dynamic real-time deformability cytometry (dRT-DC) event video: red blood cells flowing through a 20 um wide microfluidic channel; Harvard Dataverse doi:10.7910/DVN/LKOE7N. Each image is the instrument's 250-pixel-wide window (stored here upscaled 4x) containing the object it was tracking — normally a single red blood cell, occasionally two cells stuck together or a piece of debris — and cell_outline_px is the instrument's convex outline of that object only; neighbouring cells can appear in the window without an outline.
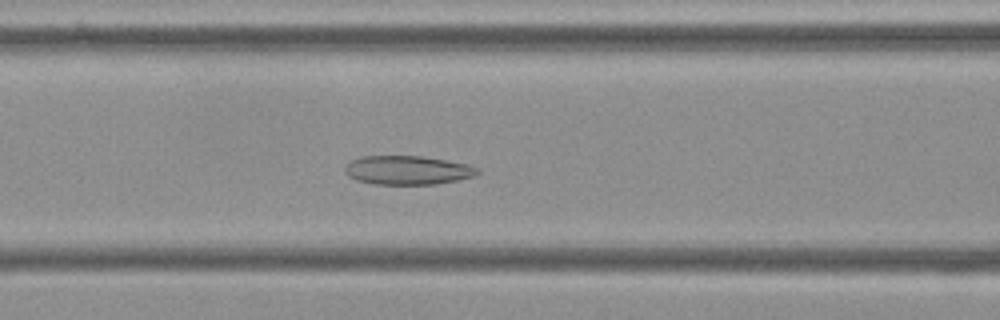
{"species": "Egyptian fruit bat (a non-hibernating species)", "species_latin": "Rousettus aegyptiacus", "temperature_condition": "cold", "stored_images_in_passage": 54, "camera_frame_rate_fps": 3000, "um_per_image_px": 0.085, "frame": {"image": 1, "passage_image": 21, "time_ms": 6.667, "image_size_px": [1000, 320], "cell_outline_px": [[480, 172], [472, 176], [456, 180], [436, 184], [376, 184], [356, 180], [348, 176], [344, 172], [344, 168], [352, 160], [360, 156], [420, 156], [468, 164], [480, 168]], "centroid_in_image_um": [34.62, 14.46], "position_along_channel_um": 132.0, "area_um2": 22.2}}
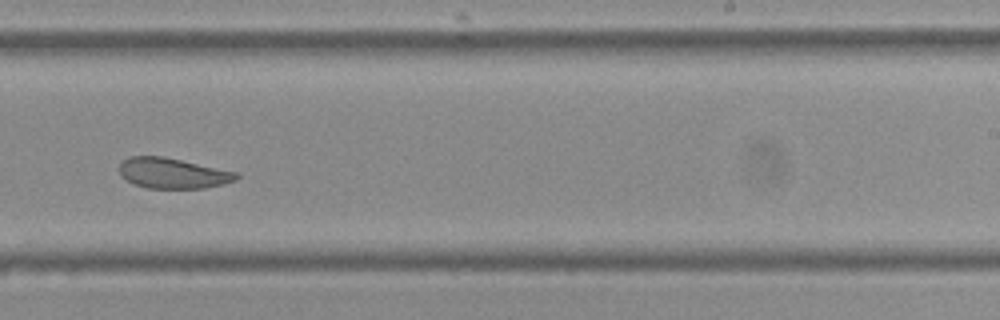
{"frame": {"image": 2, "passage_image": 33, "time_ms": 10.667, "image_size_px": [1000, 320], "cell_outline_px": [[240, 176], [236, 180], [224, 184], [204, 188], [148, 188], [136, 184], [120, 176], [120, 164], [128, 156], [164, 156], [240, 172]], "centroid_in_image_um": [14.74, 14.71], "position_along_channel_um": 274.3, "area_um2": 20.92}}
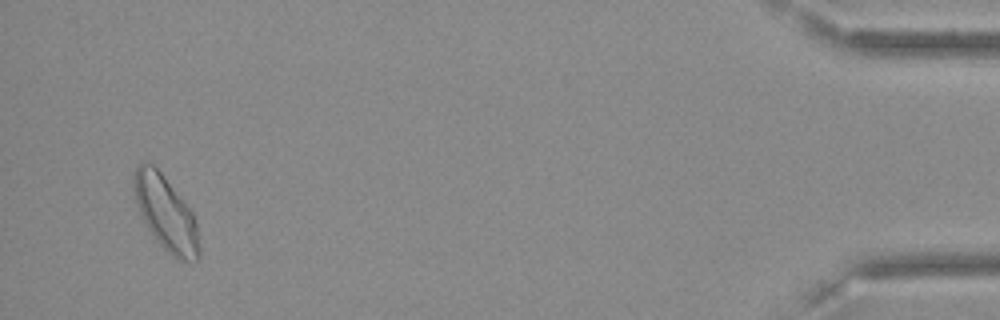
{"frame": {"image": 3, "passage_image": 52, "time_ms": 17.0, "image_size_px": [1000, 320], "cell_outline_px": [[200, 256], [196, 264], [188, 264], [172, 256], [156, 240], [148, 228], [140, 212], [132, 188], [132, 176], [136, 168], [144, 160], [148, 160], [160, 172], [192, 212], [196, 224], [200, 244]], "centroid_in_image_um": [14.11, 18.18], "position_along_channel_um": 421.1, "area_um2": 28.38}, "authors_computed_cell_mechanics": {"area_um2": 23.6402, "velocity_mm_per_s": 3.5709, "shape_relaxation_time_tau1_ms": null, "shape_relaxation_time_tau2_ms": 2.6147, "deformation_change_tau1": null, "deformation_change_tau2": 0.0723}}